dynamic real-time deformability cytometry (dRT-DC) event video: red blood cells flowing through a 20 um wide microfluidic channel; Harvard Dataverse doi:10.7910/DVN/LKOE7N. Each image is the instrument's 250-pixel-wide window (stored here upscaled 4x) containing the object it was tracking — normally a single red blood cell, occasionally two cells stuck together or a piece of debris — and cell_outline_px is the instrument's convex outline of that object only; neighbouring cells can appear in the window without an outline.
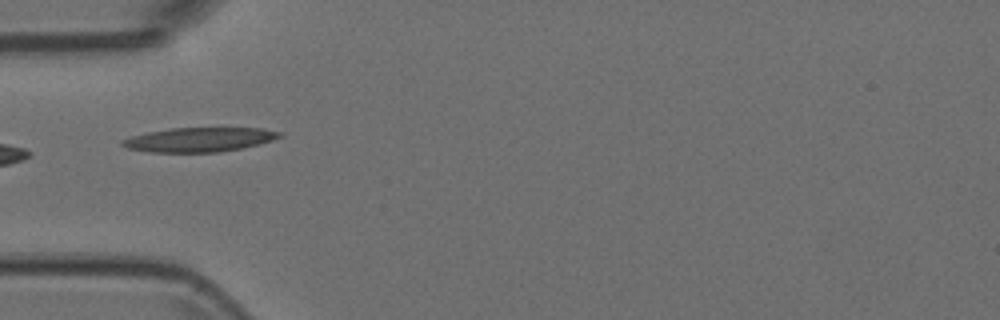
{"species": "Egyptian fruit bat (a non-hibernating species)", "species_latin": "Rousettus aegyptiacus", "temperature_condition": "room temperature", "stored_images_in_passage": 24, "camera_frame_rate_fps": 3000, "um_per_image_px": 0.085, "animal": {"sex": "female"}, "frame": {"image": 1, "passage_image": 1, "time_ms": 0.0, "image_size_px": [1000, 320], "cell_outline_px": [[284, 136], [272, 140], [244, 148], [220, 152], [148, 152], [128, 148], [120, 144], [120, 140], [132, 136], [148, 132], [172, 128], [264, 128], [284, 132]], "centroid_in_image_um": [16.99, 11.86], "position_along_channel_um": 68.0, "area_um2": 22.43}}